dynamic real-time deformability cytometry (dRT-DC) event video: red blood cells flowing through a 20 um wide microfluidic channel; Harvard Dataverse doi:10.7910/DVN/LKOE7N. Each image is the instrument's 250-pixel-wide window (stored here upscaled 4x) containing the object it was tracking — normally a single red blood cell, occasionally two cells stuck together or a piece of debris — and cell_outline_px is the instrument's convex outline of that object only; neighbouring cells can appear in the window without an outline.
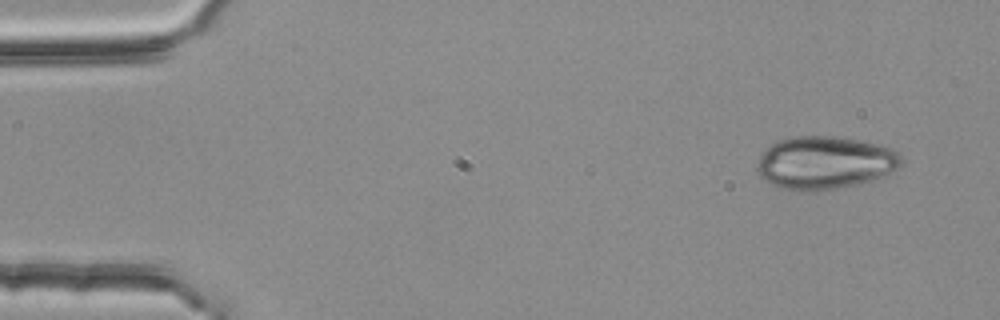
{"species": "common noctule bat (a hibernating species)", "species_latin": "Nyctalus noctula", "temperature_condition": "room temperature", "stored_images_in_passage": 3, "camera_frame_rate_fps": 3000, "um_per_image_px": 0.085, "animal": {"sex": "female", "body_mass_g": 25.1}, "frame": {"image": 1, "passage_image": 1, "time_ms": 0.0, "image_size_px": [1000, 320], "cell_outline_px": [[904, 164], [880, 176], [868, 180], [836, 188], [816, 192], [800, 192], [784, 188], [772, 184], [764, 180], [756, 172], [756, 164], [764, 148], [780, 140], [792, 136], [832, 136], [856, 140], [876, 144], [892, 148], [900, 152], [904, 160]], "centroid_in_image_um": [70.06, 13.83], "position_along_channel_um": 14.9, "area_um2": 44.45}}